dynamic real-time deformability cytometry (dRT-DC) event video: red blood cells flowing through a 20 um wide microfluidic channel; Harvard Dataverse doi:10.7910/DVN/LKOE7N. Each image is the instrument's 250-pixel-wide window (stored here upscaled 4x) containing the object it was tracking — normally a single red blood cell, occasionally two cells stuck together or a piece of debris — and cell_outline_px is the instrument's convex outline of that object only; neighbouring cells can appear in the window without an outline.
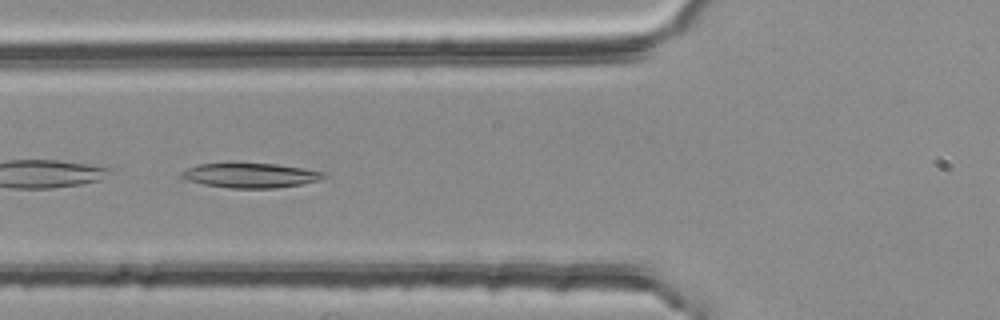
{"species": "common noctule bat (a hibernating species)", "species_latin": "Nyctalus noctula", "temperature_condition": "room temperature", "stored_images_in_passage": 40, "segment_of_instrument_passage": [2, 2], "camera_frame_rate_fps": 3000, "um_per_image_px": 0.085, "animal": {"sex": "female", "body_mass_g": 25.1}, "frame": {"image": 1, "passage_image": 20, "time_ms": 6.333, "image_size_px": [1000, 320], "cell_outline_px": [[328, 176], [320, 180], [300, 184], [276, 188], [228, 188], [204, 184], [188, 180], [180, 176], [180, 172], [188, 168], [200, 164], [232, 160], [276, 164], [304, 168], [324, 172]], "centroid_in_image_um": [21.26, 14.86], "position_along_channel_um": 104.5, "area_um2": 21.27}}
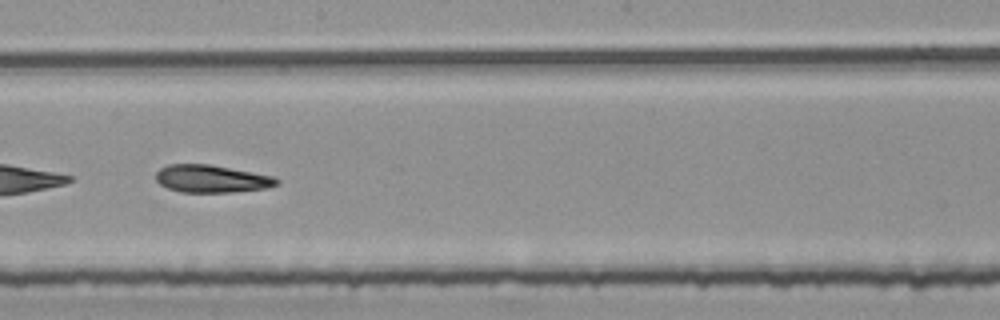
{"frame": {"image": 2, "passage_image": 30, "time_ms": 9.667, "image_size_px": [1000, 320], "cell_outline_px": [[280, 184], [268, 188], [232, 192], [180, 192], [168, 188], [160, 184], [156, 180], [156, 172], [160, 168], [168, 164], [208, 164], [272, 176], [280, 180]], "centroid_in_image_um": [17.98, 15.2], "position_along_channel_um": 230.2, "area_um2": 19.36}}
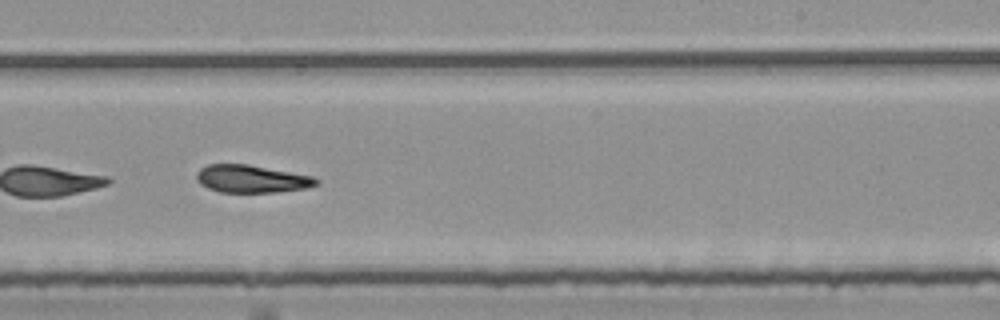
{"frame": {"image": 3, "passage_image": 33, "time_ms": 10.667, "image_size_px": [1000, 320], "cell_outline_px": [[320, 184], [308, 188], [276, 192], [220, 192], [208, 188], [200, 184], [196, 180], [196, 172], [200, 168], [208, 164], [248, 164], [312, 176], [320, 180]], "centroid_in_image_um": [21.39, 15.2], "position_along_channel_um": 267.6, "area_um2": 19.42}}